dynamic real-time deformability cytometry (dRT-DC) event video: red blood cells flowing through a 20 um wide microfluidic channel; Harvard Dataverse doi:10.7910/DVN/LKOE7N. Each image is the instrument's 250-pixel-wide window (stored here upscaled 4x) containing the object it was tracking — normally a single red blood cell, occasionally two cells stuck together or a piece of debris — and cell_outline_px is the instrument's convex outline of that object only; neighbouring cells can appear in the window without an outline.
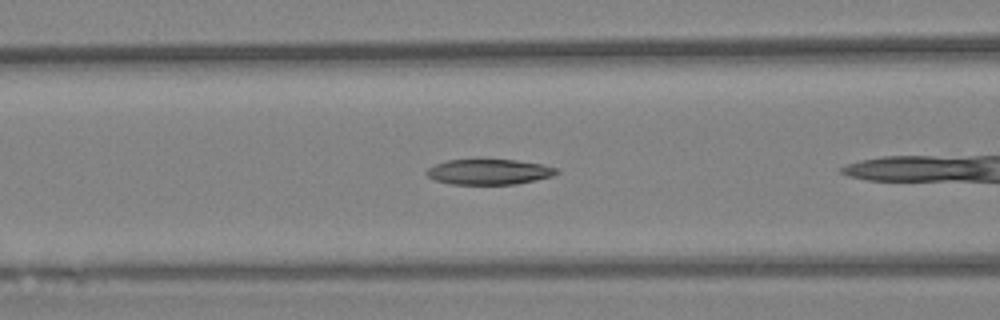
{"species": "Egyptian fruit bat (a non-hibernating species)", "species_latin": "Rousettus aegyptiacus", "temperature_condition": "warm", "stored_images_in_passage": 29, "camera_frame_rate_fps": 3000, "um_per_image_px": 0.085, "animal": {"sex": "female"}, "frame": {"image": 1, "passage_image": 6, "time_ms": 1.667, "image_size_px": [1000, 320], "cell_outline_px": [[560, 172], [552, 176], [536, 180], [516, 184], [452, 184], [436, 180], [428, 176], [424, 172], [428, 168], [436, 164], [448, 160], [516, 160], [540, 164], [556, 168]], "centroid_in_image_um": [41.57, 14.61], "position_along_channel_um": 125.0, "area_um2": 19.02}}
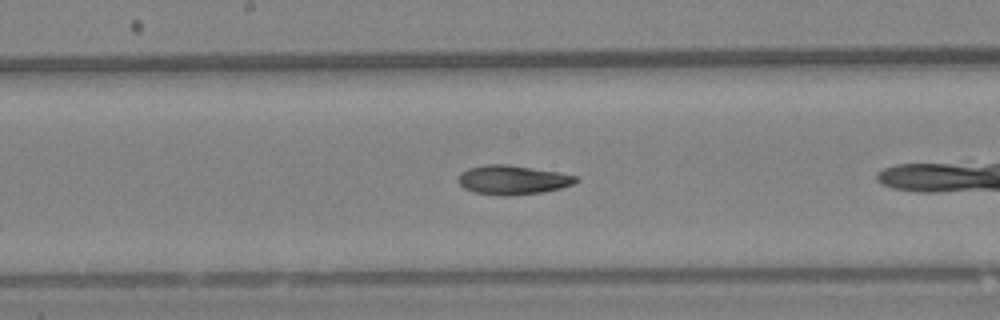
{"frame": {"image": 2, "passage_image": 13, "time_ms": 4.0, "image_size_px": [1000, 320], "cell_outline_px": [[580, 180], [572, 184], [560, 188], [540, 192], [504, 196], [500, 196], [476, 192], [464, 188], [456, 180], [456, 176], [460, 172], [468, 168], [484, 164], [508, 164], [580, 176]], "centroid_in_image_um": [43.53, 15.28], "position_along_channel_um": 204.7, "area_um2": 20.06}}
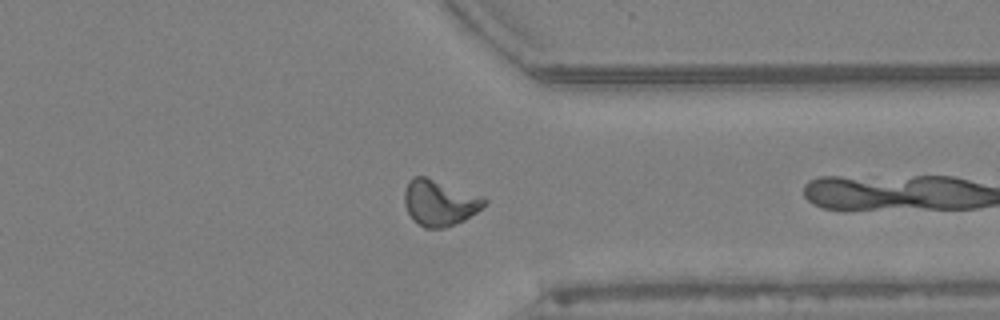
{"frame": {"image": 3, "passage_image": 28, "time_ms": 9.0, "image_size_px": [1000, 320], "cell_outline_px": [[488, 200], [476, 212], [464, 220], [444, 228], [424, 228], [412, 220], [404, 204], [404, 192], [408, 180], [412, 176], [424, 176], [484, 196]], "centroid_in_image_um": [37.33, 17.23], "position_along_channel_um": 374.1, "area_um2": 21.44}}